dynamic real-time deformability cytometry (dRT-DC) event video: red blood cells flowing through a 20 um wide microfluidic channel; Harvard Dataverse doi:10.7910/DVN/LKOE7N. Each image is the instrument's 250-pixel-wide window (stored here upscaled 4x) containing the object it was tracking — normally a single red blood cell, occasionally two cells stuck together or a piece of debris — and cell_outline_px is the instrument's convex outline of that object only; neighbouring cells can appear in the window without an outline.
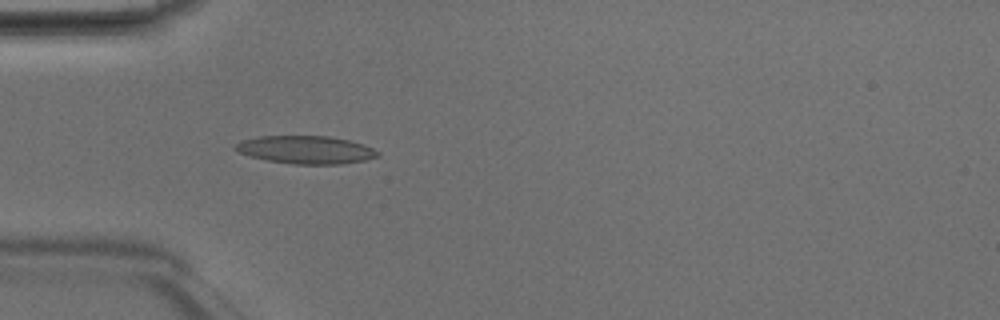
{"species": "Egyptian fruit bat (a non-hibernating species)", "species_latin": "Rousettus aegyptiacus", "temperature_condition": "room temperature", "stored_images_in_passage": 49, "camera_frame_rate_fps": 3000, "um_per_image_px": 0.085, "animal": {"sex": "male"}, "frame": {"image": 1, "passage_image": 15, "time_ms": 4.667, "image_size_px": [1000, 320], "cell_outline_px": [[380, 156], [364, 160], [340, 164], [292, 164], [268, 160], [252, 156], [240, 152], [232, 148], [240, 140], [260, 136], [328, 136], [348, 140], [364, 144], [380, 152]], "centroid_in_image_um": [26.01, 12.72], "position_along_channel_um": 59.0, "area_um2": 23.06}}
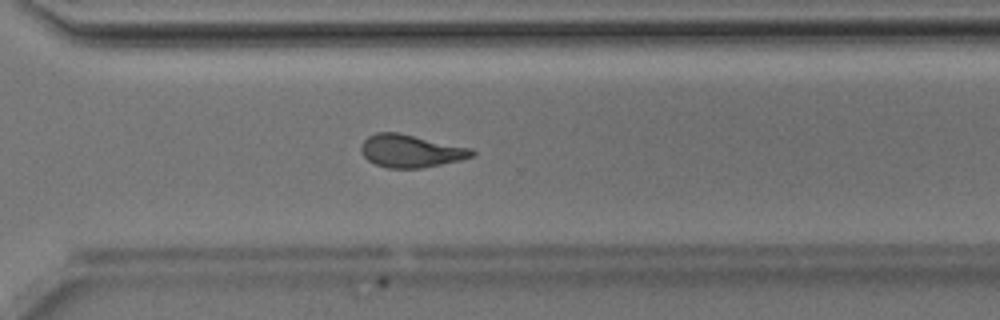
{"frame": {"image": 2, "passage_image": 35, "time_ms": 11.333, "image_size_px": [1000, 320], "cell_outline_px": [[476, 156], [460, 160], [420, 168], [388, 168], [376, 164], [368, 160], [364, 156], [360, 148], [364, 140], [368, 136], [376, 132], [400, 132], [472, 148], [476, 152]], "centroid_in_image_um": [34.94, 12.82], "position_along_channel_um": 335.7, "area_um2": 21.27}}
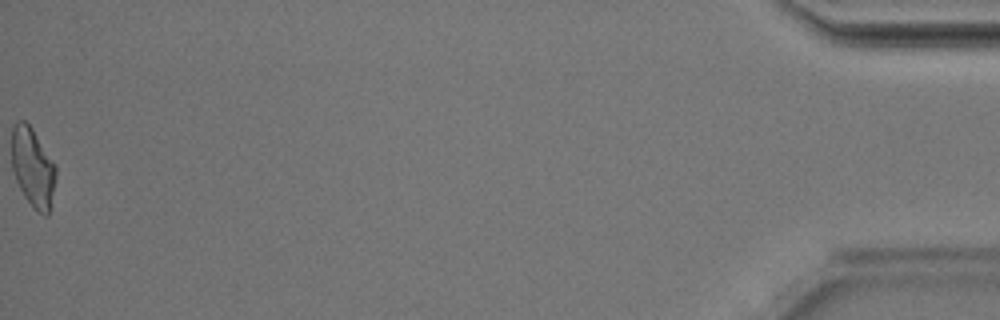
{"frame": {"image": 3, "passage_image": 49, "time_ms": 16.0, "image_size_px": [1000, 320], "cell_outline_px": [[56, 176], [48, 216], [44, 216], [36, 212], [32, 208], [24, 196], [16, 180], [12, 168], [12, 124], [16, 120], [24, 120], [32, 128], [56, 164]], "centroid_in_image_um": [2.79, 14.23], "position_along_channel_um": 432.4, "area_um2": 20.63}, "authors_computed_cell_mechanics": {"area_um2": 20.9814, "velocity_mm_per_s": 4.2067, "shape_relaxation_time_tau1_ms": 5.1838, "shape_relaxation_time_tau2_ms": 2.4221, "deformation_change_tau1": 0.1962, "deformation_change_tau2": 0.106}}